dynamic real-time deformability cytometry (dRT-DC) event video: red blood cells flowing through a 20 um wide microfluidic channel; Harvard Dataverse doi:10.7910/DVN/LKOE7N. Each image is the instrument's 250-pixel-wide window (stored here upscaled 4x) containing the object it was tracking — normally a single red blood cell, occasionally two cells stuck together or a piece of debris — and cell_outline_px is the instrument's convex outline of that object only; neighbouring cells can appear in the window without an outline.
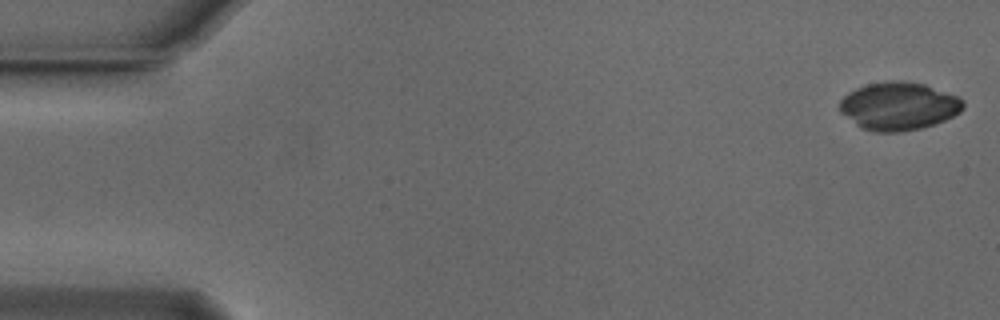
{"species": "Egyptian fruit bat (a non-hibernating species)", "species_latin": "Rousettus aegyptiacus", "temperature_condition": "cold", "stored_images_in_passage": 9, "camera_frame_rate_fps": 3000, "um_per_image_px": 0.085, "animal": {"sex": "male"}, "frame": {"image": 1, "passage_image": 1, "time_ms": 0.0, "image_size_px": [1000, 320], "cell_outline_px": [[964, 108], [960, 112], [944, 120], [920, 128], [900, 132], [876, 132], [864, 128], [856, 124], [840, 112], [840, 100], [848, 92], [856, 88], [868, 84], [888, 80], [904, 80], [924, 84], [956, 96], [964, 100]], "centroid_in_image_um": [76.38, 9.0], "position_along_channel_um": 8.6, "area_um2": 34.33}}